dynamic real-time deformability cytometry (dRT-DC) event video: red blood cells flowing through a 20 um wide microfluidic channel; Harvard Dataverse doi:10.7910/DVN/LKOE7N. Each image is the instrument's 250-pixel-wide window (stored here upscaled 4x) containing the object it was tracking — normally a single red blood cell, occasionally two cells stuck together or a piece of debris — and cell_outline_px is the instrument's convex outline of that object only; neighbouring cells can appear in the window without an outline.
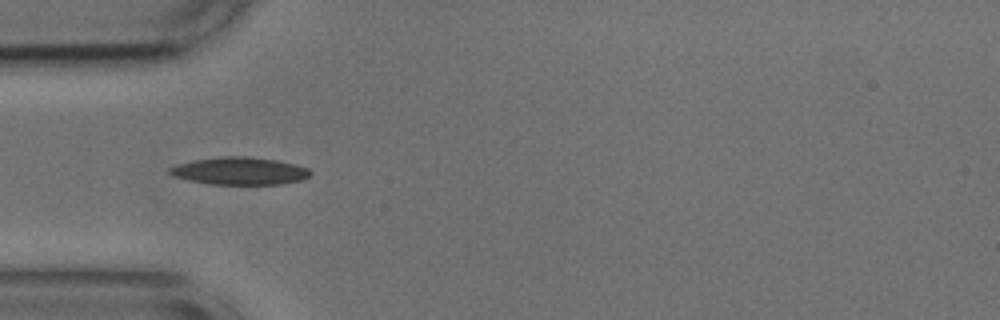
{"species": "common noctule bat (a hibernating species)", "species_latin": "Nyctalus noctula", "temperature_condition": "cold", "stored_images_in_passage": 27, "camera_frame_rate_fps": 3000, "um_per_image_px": 0.085, "animal": {"sex": "male", "body_mass_g": 17.9, "forearm_length_mm": 54.2}, "frame": {"image": 1, "passage_image": 5, "time_ms": 1.333, "image_size_px": [1000, 320], "cell_outline_px": [[312, 172], [304, 180], [280, 184], [208, 184], [172, 176], [168, 172], [168, 168], [180, 164], [196, 160], [224, 156], [248, 156], [276, 160], [296, 164], [308, 168]], "centroid_in_image_um": [20.41, 14.53], "position_along_channel_um": 64.6, "area_um2": 22.48}}